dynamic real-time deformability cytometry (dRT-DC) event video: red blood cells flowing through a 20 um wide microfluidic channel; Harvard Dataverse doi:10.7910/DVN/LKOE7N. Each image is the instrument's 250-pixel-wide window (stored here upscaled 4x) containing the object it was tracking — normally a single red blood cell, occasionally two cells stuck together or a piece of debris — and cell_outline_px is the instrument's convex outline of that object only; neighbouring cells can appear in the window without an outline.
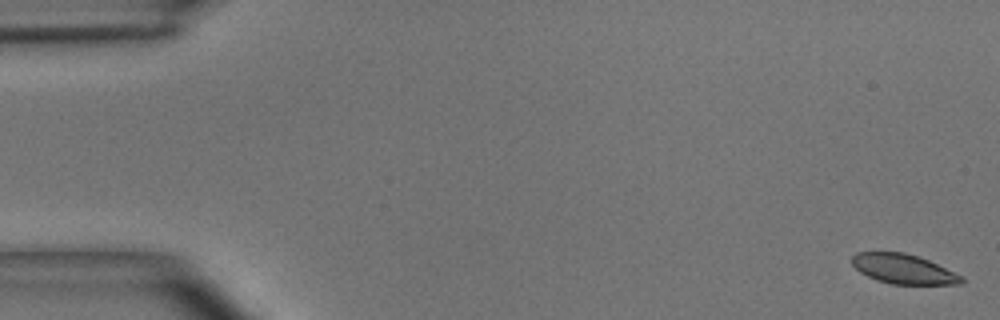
{"species": "common noctule bat (a hibernating species)", "species_latin": "Nyctalus noctula", "temperature_condition": "room temperature", "stored_images_in_passage": 49, "camera_frame_rate_fps": 3000, "um_per_image_px": 0.085, "animal": {"sex": "male", "body_mass_g": 15.6}, "frame": {"image": 1, "passage_image": 1, "time_ms": 0.0, "image_size_px": [1000, 320], "cell_outline_px": [[964, 284], [892, 284], [876, 280], [860, 272], [852, 264], [852, 256], [856, 252], [904, 252], [928, 260], [964, 276]], "centroid_in_image_um": [76.81, 22.87], "position_along_channel_um": 8.2, "area_um2": 18.9}}
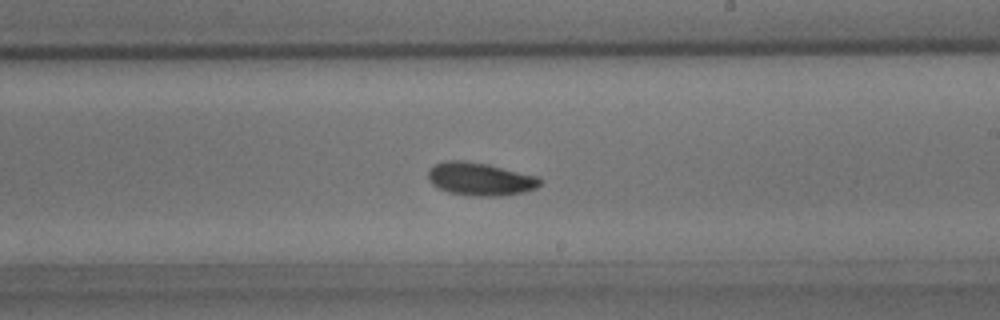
{"frame": {"image": 2, "passage_image": 29, "time_ms": 9.333, "image_size_px": [1000, 320], "cell_outline_px": [[544, 180], [536, 188], [524, 192], [500, 196], [472, 196], [448, 192], [432, 184], [428, 180], [428, 168], [444, 160], [464, 160], [488, 164], [536, 176]], "centroid_in_image_um": [40.79, 15.21], "position_along_channel_um": 248.2, "area_um2": 21.62}}
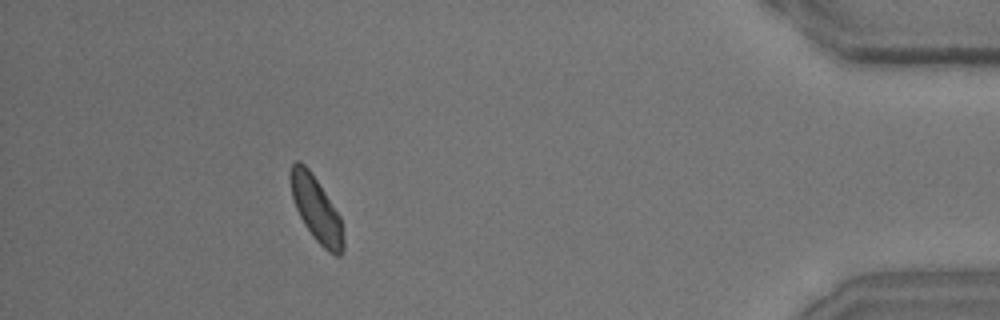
{"frame": {"image": 3, "passage_image": 45, "time_ms": 14.667, "image_size_px": [1000, 320], "cell_outline_px": [[344, 248], [340, 256], [336, 256], [328, 252], [316, 240], [304, 224], [296, 208], [292, 196], [288, 176], [288, 172], [292, 164], [296, 160], [300, 160], [308, 168], [340, 216], [344, 240]], "centroid_in_image_um": [26.86, 17.77], "position_along_channel_um": 408.3, "area_um2": 19.88}, "authors_computed_cell_mechanics": {"area_um2": 20.4612, "velocity_mm_per_s": 4.0204, "shape_relaxation_time_tau1_ms": 2.3534, "shape_relaxation_time_tau2_ms": 2.7868, "deformation_change_tau1": 0.0804, "deformation_change_tau2": 0.0618}}